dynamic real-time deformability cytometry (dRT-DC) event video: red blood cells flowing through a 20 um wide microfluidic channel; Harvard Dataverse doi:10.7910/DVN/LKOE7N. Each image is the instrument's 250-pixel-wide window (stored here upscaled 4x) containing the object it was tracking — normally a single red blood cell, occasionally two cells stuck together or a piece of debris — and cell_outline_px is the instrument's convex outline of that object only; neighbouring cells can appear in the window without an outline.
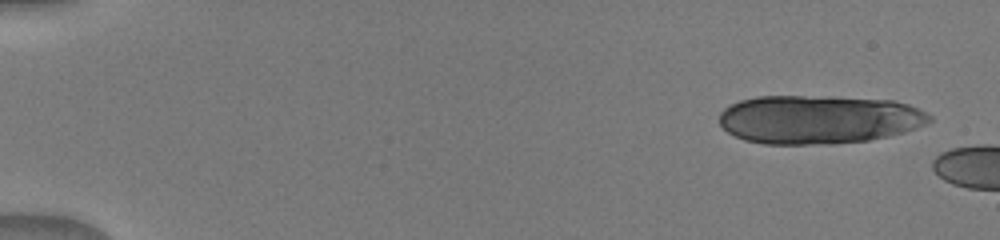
{"species": "human", "species_latin": "Homo sapiens", "temperature_condition": "warm", "stored_images_in_passage": 3, "camera_frame_rate_fps": 3000, "um_per_image_px": 0.085, "donor": {"sex": "male"}, "frame": {"image": 1, "passage_image": 1, "time_ms": 0.0, "image_size_px": [1000, 240], "cell_outline_px": [[932, 120], [924, 124], [904, 132], [888, 136], [868, 140], [832, 144], [764, 144], [744, 140], [728, 132], [720, 124], [720, 112], [724, 108], [740, 100], [756, 96], [804, 96], [896, 100], [908, 104], [932, 116]], "centroid_in_image_um": [69.56, 10.15], "position_along_channel_um": 15.4, "area_um2": 59.42}}